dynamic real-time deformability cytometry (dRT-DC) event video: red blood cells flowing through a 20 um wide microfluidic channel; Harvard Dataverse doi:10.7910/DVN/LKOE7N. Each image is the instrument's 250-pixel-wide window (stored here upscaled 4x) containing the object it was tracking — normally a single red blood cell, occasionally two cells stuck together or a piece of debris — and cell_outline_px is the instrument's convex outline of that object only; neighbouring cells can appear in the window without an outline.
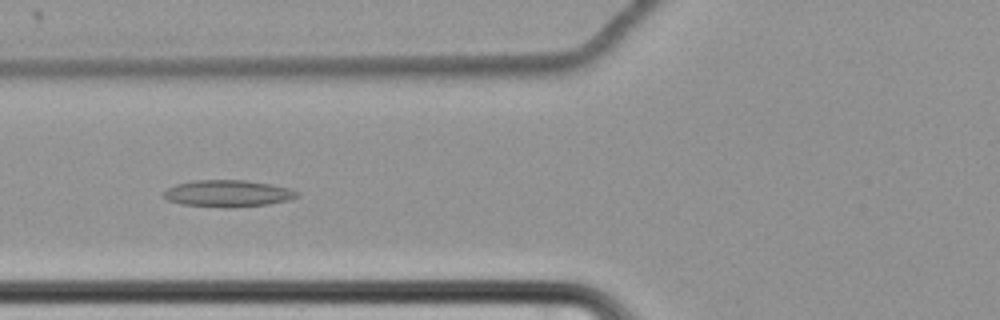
{"species": "common noctule bat (a hibernating species)", "species_latin": "Nyctalus noctula", "temperature_condition": "cold", "stored_images_in_passage": 66, "camera_frame_rate_fps": 3000, "um_per_image_px": 0.085, "animal": {"sex": "female", "body_mass_g": 22.7, "forearm_length_mm": 54.2}, "frame": {"image": 1, "passage_image": 30, "time_ms": 9.667, "image_size_px": [1000, 320], "cell_outline_px": [[300, 196], [288, 200], [268, 204], [228, 208], [224, 208], [180, 204], [168, 200], [164, 196], [164, 192], [168, 188], [176, 184], [196, 180], [248, 180], [272, 184], [288, 188], [300, 192]], "centroid_in_image_um": [19.4, 16.44], "position_along_channel_um": 106.4, "area_um2": 20.92}}
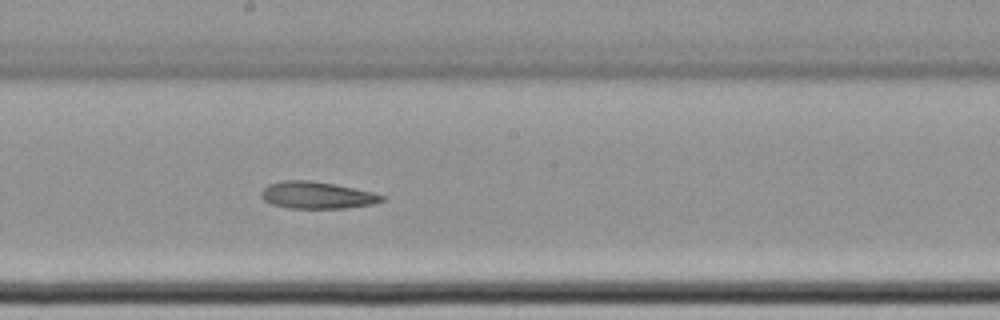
{"frame": {"image": 2, "passage_image": 40, "time_ms": 13.0, "image_size_px": [1000, 320], "cell_outline_px": [[388, 196], [384, 200], [372, 204], [344, 208], [288, 208], [272, 204], [264, 200], [260, 196], [260, 192], [268, 184], [284, 180], [312, 180], [372, 192]], "centroid_in_image_um": [26.92, 16.59], "position_along_channel_um": 221.3, "area_um2": 18.9}}
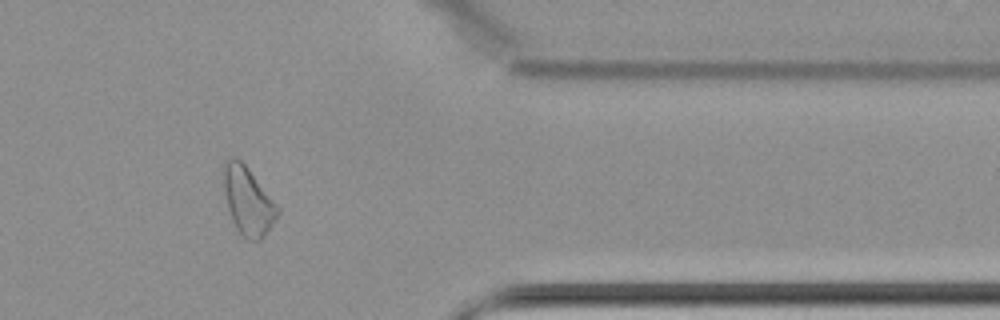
{"frame": {"image": 3, "passage_image": 56, "time_ms": 18.333, "image_size_px": [1000, 320], "cell_outline_px": [[280, 212], [276, 220], [260, 240], [248, 240], [236, 228], [232, 220], [228, 208], [224, 188], [224, 160], [232, 156], [236, 156], [248, 168], [280, 208]], "centroid_in_image_um": [21.09, 17.06], "position_along_channel_um": 390.3, "area_um2": 21.15}}